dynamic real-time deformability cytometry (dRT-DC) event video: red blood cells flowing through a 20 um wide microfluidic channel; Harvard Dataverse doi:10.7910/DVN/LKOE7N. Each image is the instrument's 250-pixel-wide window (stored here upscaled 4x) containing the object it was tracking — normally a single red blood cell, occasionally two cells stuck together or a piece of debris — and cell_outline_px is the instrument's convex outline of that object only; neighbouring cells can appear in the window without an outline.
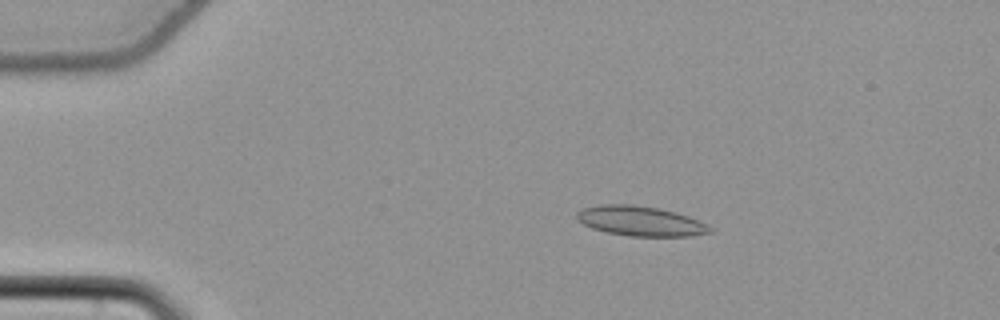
{"species": "common noctule bat (a hibernating species)", "species_latin": "Nyctalus noctula", "temperature_condition": "cold", "stored_images_in_passage": 55, "camera_frame_rate_fps": 3000, "um_per_image_px": 0.085, "animal": {"sex": "female", "body_mass_g": 22.7, "forearm_length_mm": 54.2}, "frame": {"image": 1, "passage_image": 11, "time_ms": 3.333, "image_size_px": [1000, 320], "cell_outline_px": [[716, 232], [688, 236], [628, 236], [608, 232], [592, 228], [576, 220], [576, 212], [580, 208], [600, 204], [632, 204], [660, 208], [676, 212], [688, 216], [712, 228]], "centroid_in_image_um": [54.4, 18.78], "position_along_channel_um": 30.6, "area_um2": 23.29}}
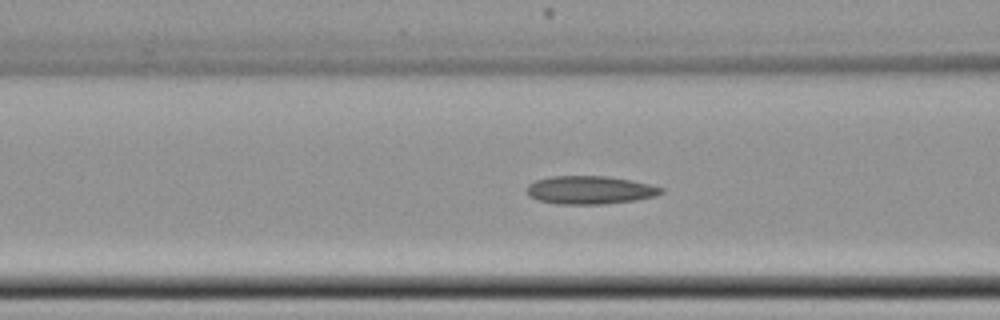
{"frame": {"image": 2, "passage_image": 23, "time_ms": 7.333, "image_size_px": [1000, 320], "cell_outline_px": [[664, 192], [656, 196], [636, 200], [604, 204], [556, 204], [540, 200], [528, 196], [528, 184], [536, 180], [552, 176], [604, 176], [632, 180], [664, 188]], "centroid_in_image_um": [50.17, 16.15], "position_along_channel_um": 116.4, "area_um2": 22.02}}
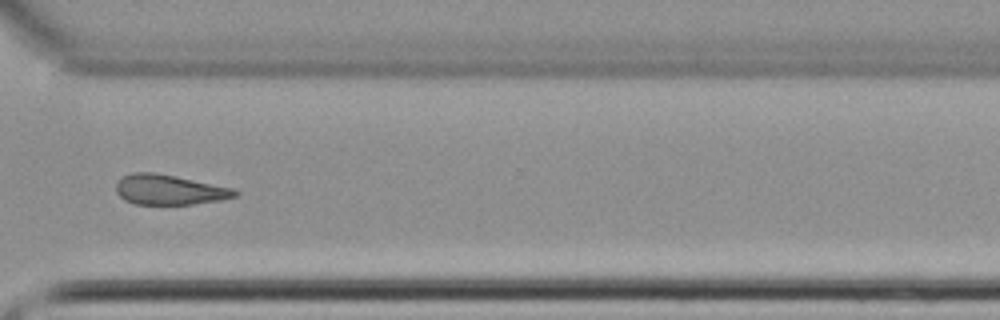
{"frame": {"image": 3, "passage_image": 42, "time_ms": 13.667, "image_size_px": [1000, 320], "cell_outline_px": [[240, 192], [236, 196], [220, 200], [192, 204], [136, 204], [124, 200], [116, 192], [116, 180], [120, 176], [132, 172], [152, 172], [232, 188]], "centroid_in_image_um": [14.32, 16.13], "position_along_channel_um": 356.3, "area_um2": 20.63}}